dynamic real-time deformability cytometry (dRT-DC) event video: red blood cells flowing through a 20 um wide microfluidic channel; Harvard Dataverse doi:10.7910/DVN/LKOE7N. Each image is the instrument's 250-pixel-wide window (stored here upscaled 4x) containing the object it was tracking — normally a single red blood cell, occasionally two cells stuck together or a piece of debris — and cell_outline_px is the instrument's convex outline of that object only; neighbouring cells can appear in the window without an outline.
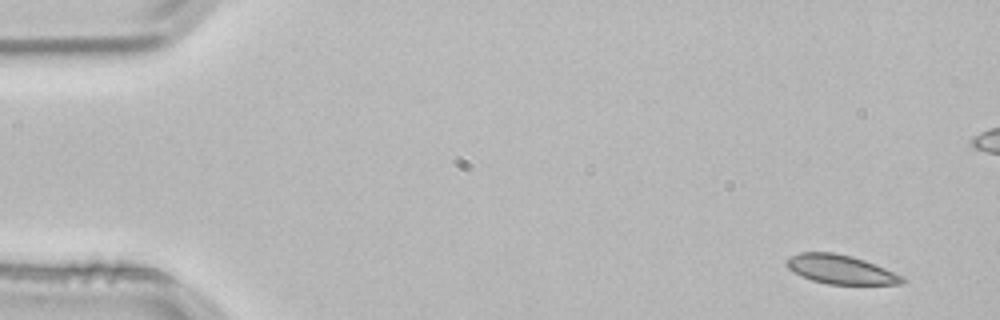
{"species": "common noctule bat (a hibernating species)", "species_latin": "Nyctalus noctula", "temperature_condition": "room temperature", "stored_images_in_passage": 4, "camera_frame_rate_fps": 3000, "um_per_image_px": 0.085, "animal": {"sex": "male", "body_mass_g": 21.5, "forearm_length_mm": 52.0}, "frame": {"image": 1, "passage_image": 1, "time_ms": 0.0, "image_size_px": [1000, 320], "cell_outline_px": [[908, 280], [904, 284], [828, 284], [812, 280], [788, 268], [788, 260], [792, 256], [800, 252], [832, 252], [852, 256], [864, 260], [904, 276]], "centroid_in_image_um": [71.54, 22.91], "position_along_channel_um": 13.5, "area_um2": 19.25}}